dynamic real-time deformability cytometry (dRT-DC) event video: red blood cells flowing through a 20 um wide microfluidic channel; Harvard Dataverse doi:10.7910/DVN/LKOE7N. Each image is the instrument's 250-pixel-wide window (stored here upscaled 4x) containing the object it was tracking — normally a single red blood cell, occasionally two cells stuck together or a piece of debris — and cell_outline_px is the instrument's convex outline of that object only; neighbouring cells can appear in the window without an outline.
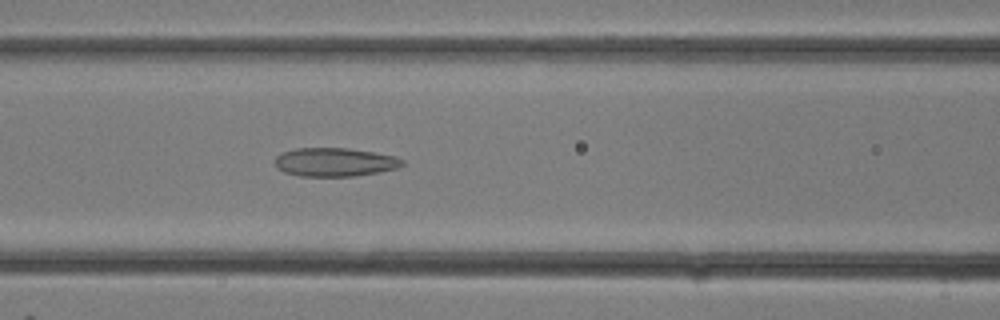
{"species": "common noctule bat (a hibernating species)", "species_latin": "Nyctalus noctula", "temperature_condition": "room temperature", "stored_images_in_passage": 8, "camera_frame_rate_fps": 3000, "um_per_image_px": 0.085, "animal": {"sex": "female"}, "frame": {"image": 1, "passage_image": 8, "time_ms": 2.333, "image_size_px": [1000, 320], "cell_outline_px": [[404, 164], [396, 168], [376, 172], [352, 176], [300, 176], [284, 172], [276, 168], [272, 164], [272, 160], [276, 156], [284, 152], [296, 148], [348, 148], [396, 156], [404, 160]], "centroid_in_image_um": [28.39, 13.77], "position_along_channel_um": 138.2, "area_um2": 21.27}}